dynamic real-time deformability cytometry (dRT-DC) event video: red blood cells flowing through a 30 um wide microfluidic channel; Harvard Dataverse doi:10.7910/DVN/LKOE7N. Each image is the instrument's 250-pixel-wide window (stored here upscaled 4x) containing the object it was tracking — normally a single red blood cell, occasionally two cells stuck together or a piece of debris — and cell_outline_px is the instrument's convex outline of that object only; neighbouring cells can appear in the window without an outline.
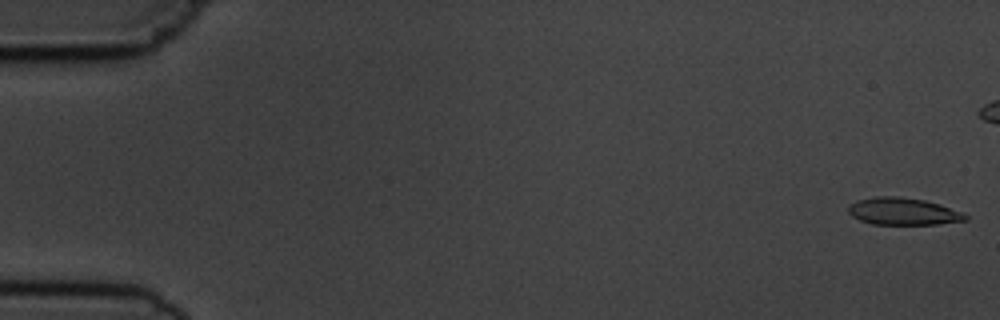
{"species": "common noctule bat (a hibernating species)", "species_latin": "Nyctalus noctula", "temperature_condition": "cold", "stored_images_in_passage": 6, "camera_frame_rate_fps": 3000, "um_per_image_px": 0.085, "animal": {"sex": "male", "body_mass_g": 19.5, "forearm_length_mm": 54.6}, "frame": {"image": 1, "passage_image": 1, "time_ms": 0.0, "image_size_px": [1000, 320], "cell_outline_px": [[968, 220], [936, 224], [872, 224], [860, 220], [852, 216], [848, 212], [848, 204], [856, 200], [876, 196], [900, 196], [924, 200], [940, 204], [964, 212], [968, 216]], "centroid_in_image_um": [76.76, 17.96], "position_along_channel_um": 8.2, "area_um2": 18.73}}
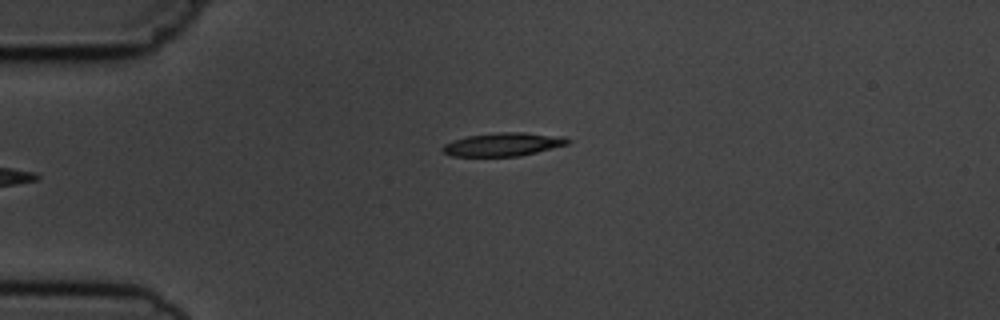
{"frame": {"image": 2, "passage_image": 6, "time_ms": 6.0, "image_size_px": [1000, 320], "cell_outline_px": [[572, 140], [568, 144], [520, 156], [452, 156], [444, 152], [440, 148], [444, 144], [452, 140], [468, 136], [500, 132], [524, 132], [564, 136]], "centroid_in_image_um": [42.78, 12.26], "position_along_channel_um": 42.2, "area_um2": 17.05}}